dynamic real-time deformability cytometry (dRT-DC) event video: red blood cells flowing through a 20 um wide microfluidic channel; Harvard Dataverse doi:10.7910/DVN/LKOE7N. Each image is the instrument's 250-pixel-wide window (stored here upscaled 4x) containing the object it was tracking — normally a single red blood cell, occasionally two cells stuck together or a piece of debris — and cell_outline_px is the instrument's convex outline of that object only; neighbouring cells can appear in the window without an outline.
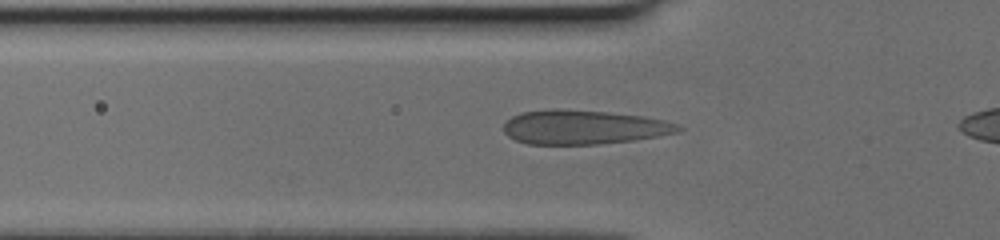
{"species": "human", "species_latin": "Homo sapiens", "temperature_condition": "cold", "stored_images_in_passage": 32, "camera_frame_rate_fps": 3000, "um_per_image_px": 0.085, "donor": {"sex": "female"}, "frame": {"image": 1, "passage_image": 6, "time_ms": 1.667, "image_size_px": [1000, 240], "cell_outline_px": [[684, 128], [680, 132], [636, 140], [596, 144], [528, 144], [516, 140], [508, 136], [504, 132], [504, 120], [520, 112], [548, 108], [560, 108], [608, 112], [644, 116], [664, 120], [676, 124]], "centroid_in_image_um": [49.58, 10.79], "position_along_channel_um": 76.2, "area_um2": 35.2}}
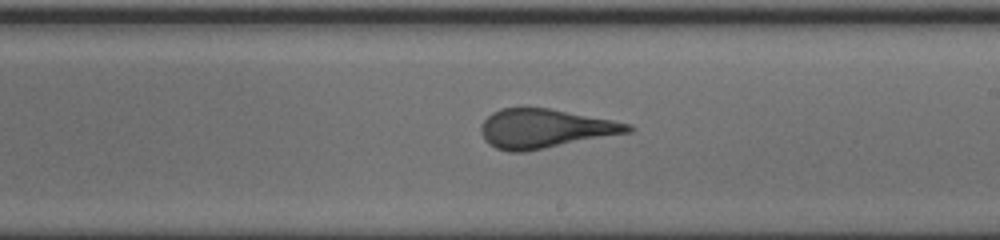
{"frame": {"image": 2, "passage_image": 18, "time_ms": 5.667, "image_size_px": [1000, 240], "cell_outline_px": [[636, 128], [632, 132], [524, 152], [508, 152], [496, 148], [488, 144], [484, 140], [480, 132], [480, 128], [484, 120], [492, 112], [500, 108], [548, 108], [612, 120], [632, 124]], "centroid_in_image_um": [46.31, 10.94], "position_along_channel_um": 242.7, "area_um2": 33.52}}
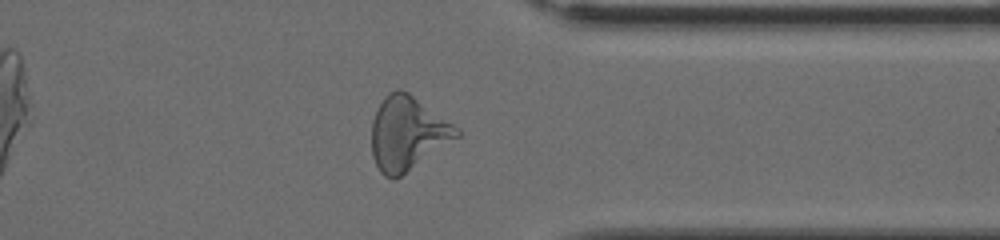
{"frame": {"image": 3, "passage_image": 28, "time_ms": 9.0, "image_size_px": [1000, 240], "cell_outline_px": [[460, 136], [400, 176], [392, 180], [384, 176], [380, 172], [372, 156], [372, 120], [384, 96], [388, 92], [396, 88], [400, 88], [408, 92], [460, 128]], "centroid_in_image_um": [34.63, 11.32], "position_along_channel_um": 376.8, "area_um2": 36.36}}